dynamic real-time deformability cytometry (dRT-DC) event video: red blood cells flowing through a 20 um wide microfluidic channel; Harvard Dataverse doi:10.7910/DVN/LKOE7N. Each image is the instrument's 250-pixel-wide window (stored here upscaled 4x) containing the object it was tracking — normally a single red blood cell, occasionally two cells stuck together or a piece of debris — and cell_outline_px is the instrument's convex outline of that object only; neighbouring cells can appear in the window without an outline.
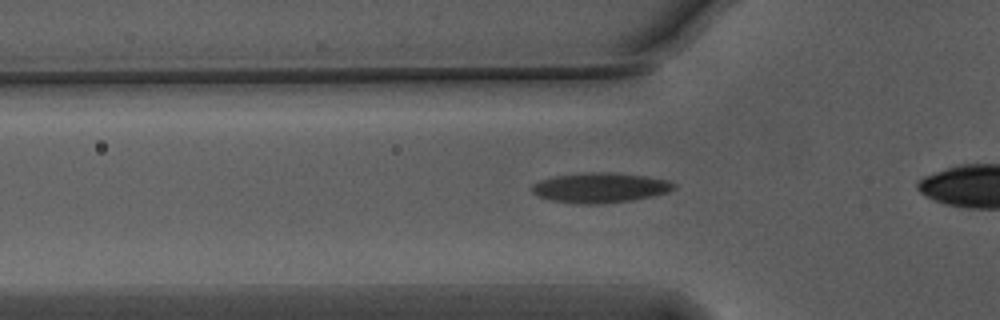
{"species": "Egyptian fruit bat (a non-hibernating species)", "species_latin": "Rousettus aegyptiacus", "temperature_condition": "warm", "stored_images_in_passage": 30, "camera_frame_rate_fps": 3000, "um_per_image_px": 0.085, "animal": {"sex": "male"}, "frame": {"image": 1, "passage_image": 2, "time_ms": 0.333, "image_size_px": [1000, 320], "cell_outline_px": [[676, 188], [668, 192], [652, 196], [632, 200], [600, 204], [576, 204], [548, 200], [536, 196], [532, 192], [532, 184], [540, 180], [556, 176], [588, 172], [608, 172], [644, 176], [668, 180], [676, 184]], "centroid_in_image_um": [50.99, 15.97], "position_along_channel_um": 74.8, "area_um2": 24.91}}
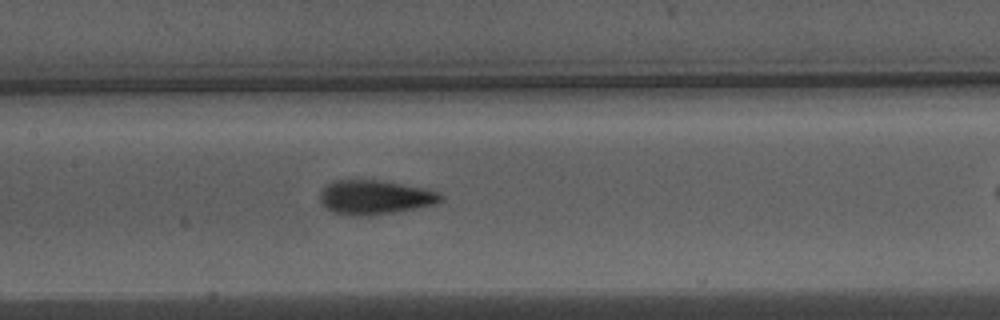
{"frame": {"image": 2, "passage_image": 10, "time_ms": 3.0, "image_size_px": [1000, 320], "cell_outline_px": [[444, 200], [436, 204], [372, 216], [352, 216], [332, 212], [320, 200], [320, 192], [332, 180], [380, 180], [428, 188], [440, 192], [444, 196]], "centroid_in_image_um": [31.92, 16.76], "position_along_channel_um": 175.5, "area_um2": 24.33}}
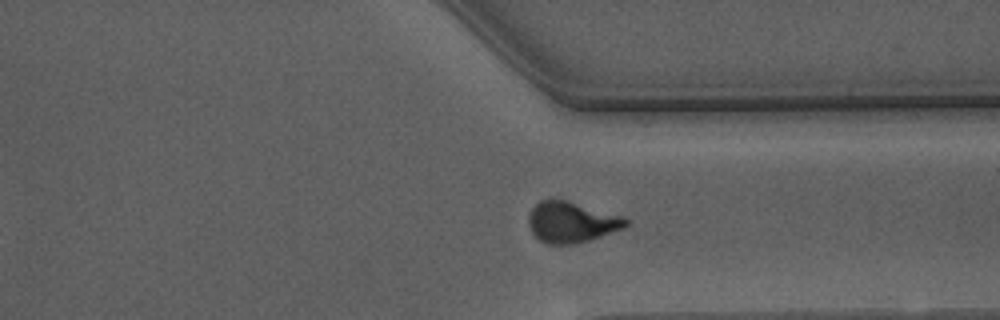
{"frame": {"image": 3, "passage_image": 25, "time_ms": 8.0, "image_size_px": [1000, 320], "cell_outline_px": [[632, 224], [624, 228], [576, 244], [548, 244], [540, 240], [532, 232], [528, 224], [528, 212], [540, 200], [552, 196], [624, 216], [632, 220]], "centroid_in_image_um": [48.59, 18.84], "position_along_channel_um": 362.8, "area_um2": 23.7}, "authors_computed_cell_mechanics": {"area_um2": 23.698, "velocity_mm_per_s": 3.7515, "shape_relaxation_time_tau1_ms": 4.3037, "shape_relaxation_time_tau2_ms": 1.2629, "deformation_change_tau1": 0.1808, "deformation_change_tau2": 0.0832}}